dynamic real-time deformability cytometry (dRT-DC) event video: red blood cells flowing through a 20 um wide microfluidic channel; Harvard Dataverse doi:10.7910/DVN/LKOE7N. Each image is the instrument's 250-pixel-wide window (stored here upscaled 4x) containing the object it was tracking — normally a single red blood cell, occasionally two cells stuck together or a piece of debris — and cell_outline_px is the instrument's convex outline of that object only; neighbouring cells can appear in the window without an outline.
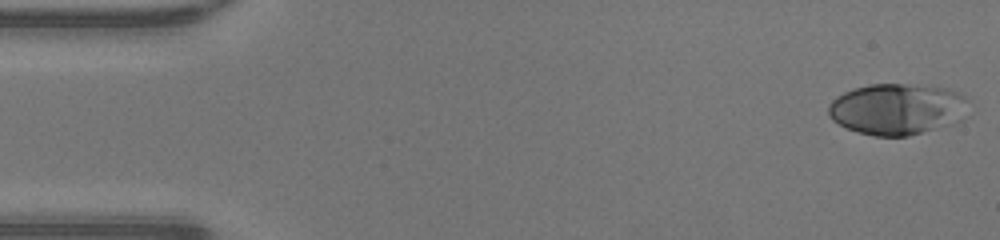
{"species": "human", "species_latin": "Homo sapiens", "temperature_condition": "warm", "stored_images_in_passage": 47, "camera_frame_rate_fps": 3000, "um_per_image_px": 0.085, "donor": {"sex": "male"}, "frame": {"image": 1, "passage_image": 1, "time_ms": 0.0, "image_size_px": [1000, 240], "cell_outline_px": [[968, 116], [964, 120], [956, 124], [908, 136], [872, 136], [856, 132], [832, 120], [828, 116], [828, 104], [836, 96], [844, 92], [856, 88], [872, 84], [904, 84], [948, 88], [960, 92], [968, 96]], "centroid_in_image_um": [76.34, 9.28], "position_along_channel_um": 8.7, "area_um2": 42.71}}
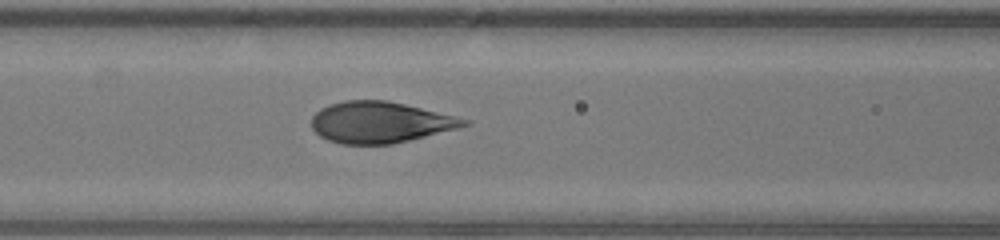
{"frame": {"image": 2, "passage_image": 19, "time_ms": 6.0, "image_size_px": [1000, 240], "cell_outline_px": [[472, 124], [392, 144], [340, 144], [328, 140], [320, 136], [312, 128], [312, 116], [320, 108], [328, 104], [344, 100], [388, 100], [456, 116], [472, 120]], "centroid_in_image_um": [32.29, 10.38], "position_along_channel_um": 134.3, "area_um2": 36.59}}
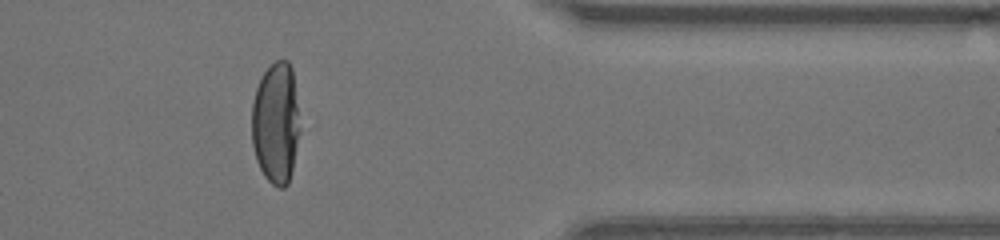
{"frame": {"image": 3, "passage_image": 38, "time_ms": 12.333, "image_size_px": [1000, 240], "cell_outline_px": [[296, 144], [292, 168], [288, 184], [284, 188], [280, 188], [272, 184], [264, 176], [256, 160], [252, 144], [252, 104], [256, 88], [264, 72], [276, 60], [288, 60], [292, 68], [296, 104]], "centroid_in_image_um": [23.39, 10.47], "position_along_channel_um": 388.0, "area_um2": 33.0}, "authors_computed_cell_mechanics": {"area_um2": 38.437, "velocity_mm_per_s": 4.3326, "shape_relaxation_time_tau1_ms": 4.2291, "shape_relaxation_time_tau2_ms": null, "deformation_change_tau1": 0.2512, "deformation_change_tau2": null}}